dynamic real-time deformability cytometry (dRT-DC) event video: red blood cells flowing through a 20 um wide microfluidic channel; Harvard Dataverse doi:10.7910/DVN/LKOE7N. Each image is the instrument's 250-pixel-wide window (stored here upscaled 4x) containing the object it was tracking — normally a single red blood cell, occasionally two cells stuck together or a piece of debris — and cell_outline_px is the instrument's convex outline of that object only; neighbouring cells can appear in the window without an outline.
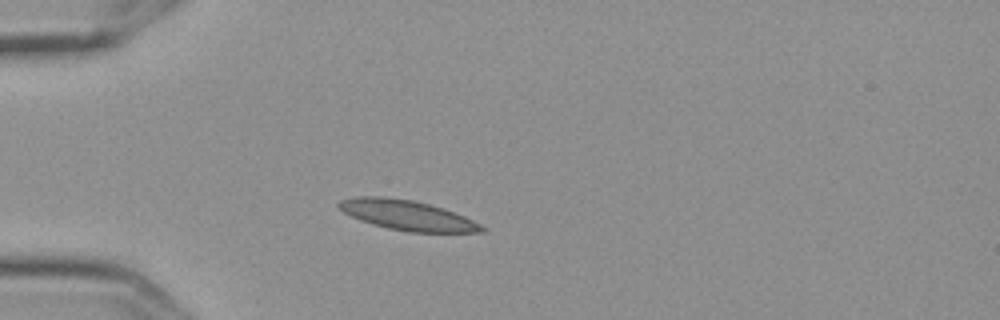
{"species": "Egyptian fruit bat (a non-hibernating species)", "species_latin": "Rousettus aegyptiacus", "temperature_condition": "cold", "stored_images_in_passage": 9, "camera_frame_rate_fps": 3000, "um_per_image_px": 0.085, "frame": {"image": 1, "passage_image": 2, "time_ms": 0.333, "image_size_px": [1000, 320], "cell_outline_px": [[488, 228], [484, 232], [408, 232], [388, 228], [372, 224], [360, 220], [344, 212], [336, 204], [340, 200], [356, 196], [380, 196], [412, 200], [444, 208], [464, 216]], "centroid_in_image_um": [34.62, 18.29], "position_along_channel_um": 50.4, "area_um2": 24.85}}
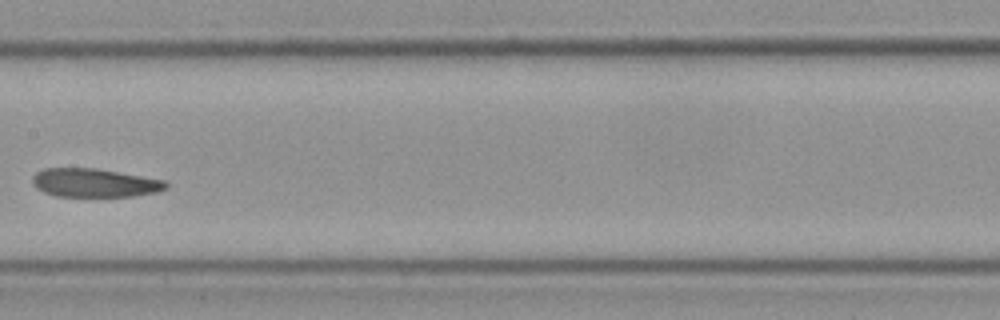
{"frame": {"image": 2, "passage_image": 6, "time_ms": 1.667, "image_size_px": [1000, 320], "cell_outline_px": [[168, 188], [156, 192], [132, 196], [56, 196], [44, 192], [36, 188], [32, 184], [32, 176], [36, 172], [44, 168], [96, 168], [164, 180], [168, 184]], "centroid_in_image_um": [8.0, 15.54], "position_along_channel_um": 199.4, "area_um2": 22.2}}
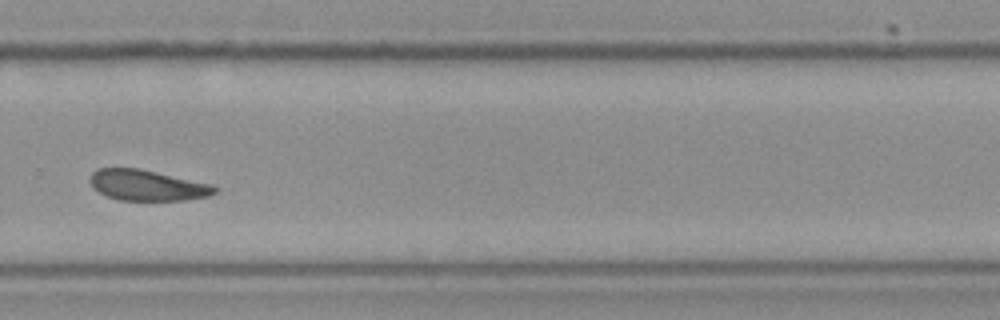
{"frame": {"image": 3, "passage_image": 9, "time_ms": 2.667, "image_size_px": [1000, 320], "cell_outline_px": [[220, 188], [216, 192], [208, 196], [184, 200], [120, 200], [104, 196], [92, 188], [88, 180], [92, 172], [96, 168], [140, 168], [212, 184]], "centroid_in_image_um": [12.48, 15.74], "position_along_channel_um": 317.3, "area_um2": 22.66}}